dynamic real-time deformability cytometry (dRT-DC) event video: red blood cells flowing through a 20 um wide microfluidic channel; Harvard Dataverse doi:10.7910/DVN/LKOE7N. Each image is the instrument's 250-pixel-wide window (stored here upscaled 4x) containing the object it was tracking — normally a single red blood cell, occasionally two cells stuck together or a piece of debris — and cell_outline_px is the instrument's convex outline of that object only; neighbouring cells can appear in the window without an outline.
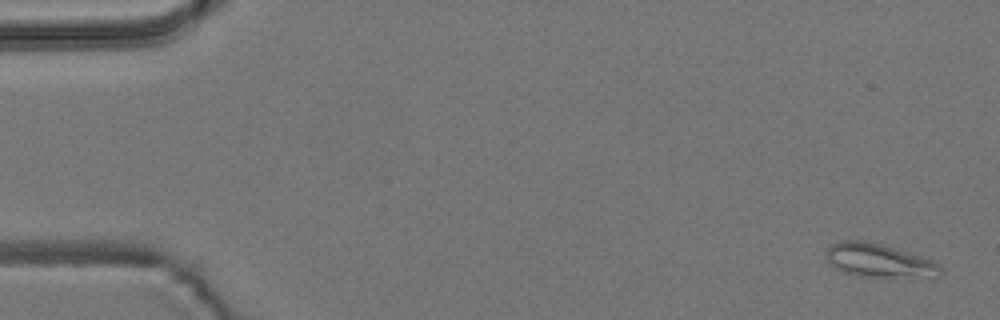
{"species": "common noctule bat (a hibernating species)", "species_latin": "Nyctalus noctula", "temperature_condition": "room temperature", "stored_images_in_passage": 4, "camera_frame_rate_fps": 3000, "um_per_image_px": 0.085, "animal": {"sex": "male", "body_mass_g": 19.2, "forearm_length_mm": 51.8}, "frame": {"image": 1, "passage_image": 1, "time_ms": 0.0, "image_size_px": [1000, 320], "cell_outline_px": [[944, 272], [940, 276], [856, 276], [844, 272], [836, 268], [824, 256], [828, 248], [832, 244], [840, 240], [864, 240], [884, 244], [932, 260], [940, 264]], "centroid_in_image_um": [74.71, 22.12], "position_along_channel_um": 10.3, "area_um2": 22.25}}